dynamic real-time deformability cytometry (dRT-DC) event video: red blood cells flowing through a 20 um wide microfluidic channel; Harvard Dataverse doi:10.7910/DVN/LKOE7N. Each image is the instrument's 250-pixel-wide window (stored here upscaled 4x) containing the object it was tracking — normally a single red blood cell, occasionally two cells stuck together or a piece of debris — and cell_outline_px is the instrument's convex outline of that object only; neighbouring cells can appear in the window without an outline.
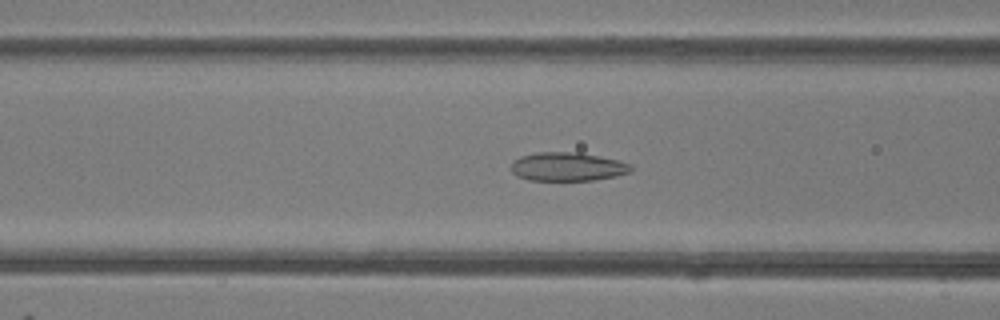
{"species": "common noctule bat (a hibernating species)", "species_latin": "Nyctalus noctula", "temperature_condition": "room temperature", "stored_images_in_passage": 49, "camera_frame_rate_fps": 3000, "um_per_image_px": 0.085, "animal": {"sex": "female"}, "frame": {"image": 1, "passage_image": 20, "time_ms": 6.333, "image_size_px": [1000, 320], "cell_outline_px": [[632, 172], [616, 176], [596, 180], [528, 180], [516, 176], [512, 172], [512, 160], [520, 156], [536, 152], [580, 152], [616, 160], [632, 164]], "centroid_in_image_um": [48.23, 14.17], "position_along_channel_um": 118.4, "area_um2": 20.17}}
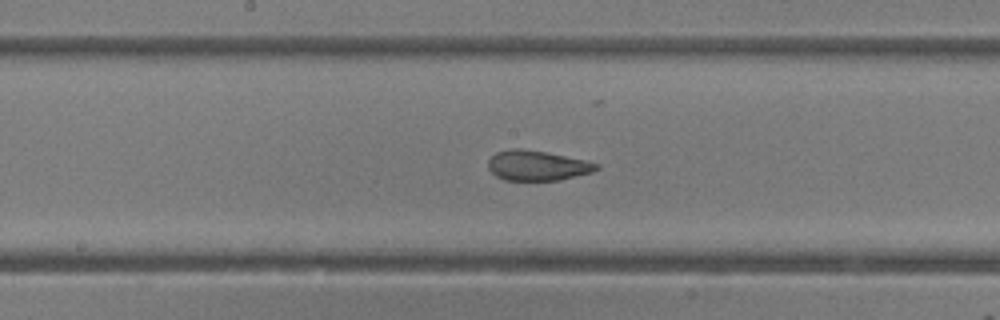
{"frame": {"image": 2, "passage_image": 26, "time_ms": 8.333, "image_size_px": [1000, 320], "cell_outline_px": [[600, 168], [592, 172], [560, 180], [504, 180], [496, 176], [488, 168], [488, 160], [496, 152], [512, 148], [520, 148], [544, 152], [584, 160], [600, 164]], "centroid_in_image_um": [45.65, 14.07], "position_along_channel_um": 202.5, "area_um2": 18.84}}
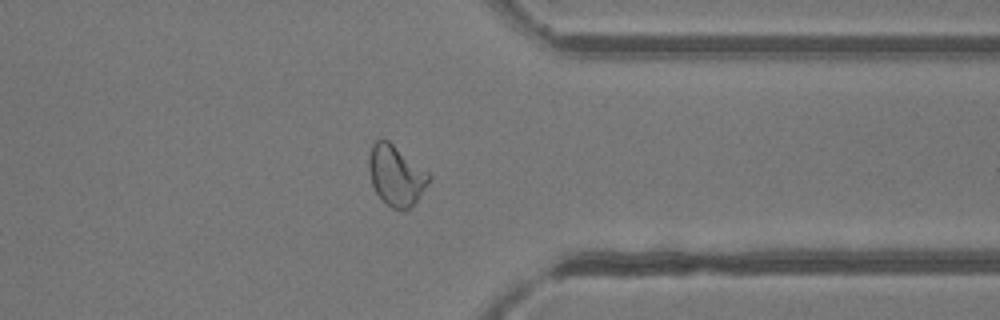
{"frame": {"image": 3, "passage_image": 39, "time_ms": 12.667, "image_size_px": [1000, 320], "cell_outline_px": [[432, 180], [416, 200], [404, 212], [392, 208], [376, 192], [372, 184], [368, 172], [368, 156], [372, 144], [376, 140], [388, 140], [428, 172], [432, 176]], "centroid_in_image_um": [33.66, 14.91], "position_along_channel_um": 377.7, "area_um2": 21.04}, "authors_computed_cell_mechanics": {"area_um2": 22.0796, "velocity_mm_per_s": 4.1946, "shape_relaxation_time_tau1_ms": null, "shape_relaxation_time_tau2_ms": 1.1971, "deformation_change_tau1": null, "deformation_change_tau2": 0.0694}}